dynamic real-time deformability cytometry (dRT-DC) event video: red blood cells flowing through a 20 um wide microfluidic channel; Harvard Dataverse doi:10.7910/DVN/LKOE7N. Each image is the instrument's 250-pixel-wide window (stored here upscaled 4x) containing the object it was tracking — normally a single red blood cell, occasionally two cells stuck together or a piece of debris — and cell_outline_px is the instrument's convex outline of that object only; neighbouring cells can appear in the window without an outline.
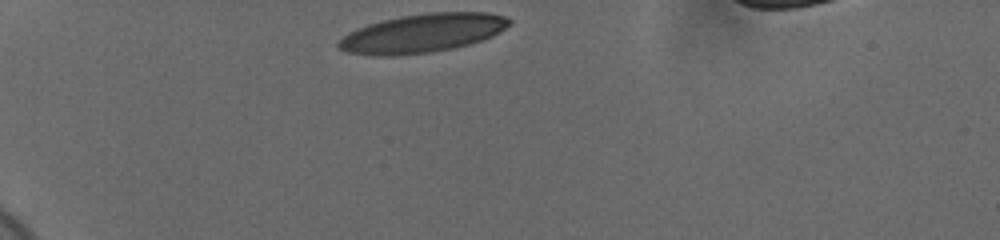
{"species": "human", "species_latin": "Homo sapiens", "temperature_condition": "cold", "stored_images_in_passage": 34, "camera_frame_rate_fps": 3000, "um_per_image_px": 0.085, "donor": {"sex": "female"}, "frame": {"image": 1, "passage_image": 1, "time_ms": 0.0, "image_size_px": [1000, 240], "cell_outline_px": [[512, 24], [500, 32], [492, 36], [468, 44], [452, 48], [428, 52], [392, 56], [376, 56], [348, 52], [340, 48], [336, 44], [348, 32], [368, 24], [400, 16], [428, 12], [488, 12], [504, 16], [512, 20]], "centroid_in_image_um": [35.94, 2.81], "position_along_channel_um": 49.1, "area_um2": 38.32}}
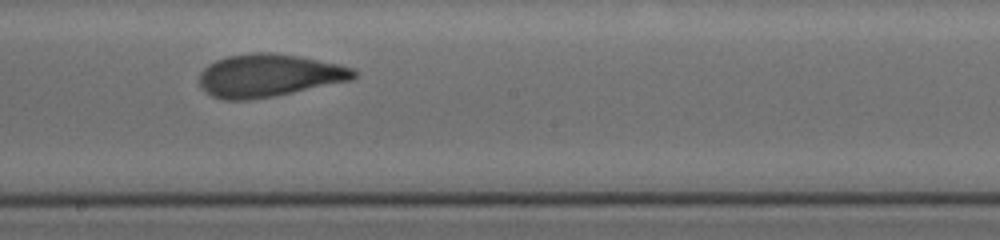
{"frame": {"image": 2, "passage_image": 19, "time_ms": 6.0, "image_size_px": [1000, 240], "cell_outline_px": [[356, 76], [352, 80], [276, 96], [248, 100], [224, 100], [212, 96], [200, 88], [200, 72], [208, 64], [216, 60], [228, 56], [256, 52], [268, 52], [296, 56], [340, 64], [352, 68], [356, 72]], "centroid_in_image_um": [22.84, 6.43], "position_along_channel_um": 225.4, "area_um2": 38.49}}
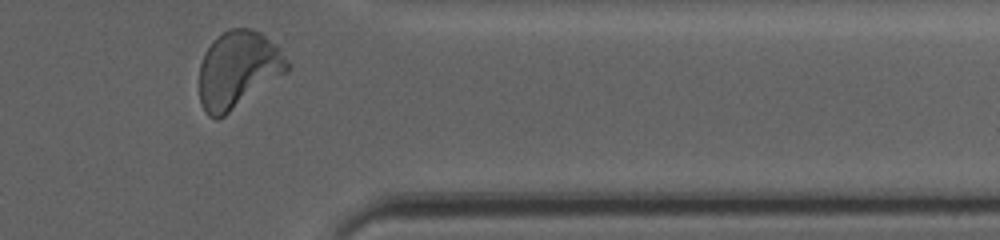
{"frame": {"image": 3, "passage_image": 33, "time_ms": 10.667, "image_size_px": [1000, 240], "cell_outline_px": [[292, 68], [288, 72], [224, 116], [216, 120], [208, 116], [200, 100], [200, 64], [204, 52], [212, 40], [216, 36], [228, 28], [248, 28], [260, 32], [276, 44], [280, 48], [292, 64]], "centroid_in_image_um": [20.26, 5.9], "position_along_channel_um": 391.1, "area_um2": 39.94}, "authors_computed_cell_mechanics": {"area_um2": 38.3503, "velocity_mm_per_s": 3.6588, "shape_relaxation_time_tau1_ms": 5.2733, "shape_relaxation_time_tau2_ms": 1.2304, "deformation_change_tau1": 0.1815, "deformation_change_tau2": 0.0819}}